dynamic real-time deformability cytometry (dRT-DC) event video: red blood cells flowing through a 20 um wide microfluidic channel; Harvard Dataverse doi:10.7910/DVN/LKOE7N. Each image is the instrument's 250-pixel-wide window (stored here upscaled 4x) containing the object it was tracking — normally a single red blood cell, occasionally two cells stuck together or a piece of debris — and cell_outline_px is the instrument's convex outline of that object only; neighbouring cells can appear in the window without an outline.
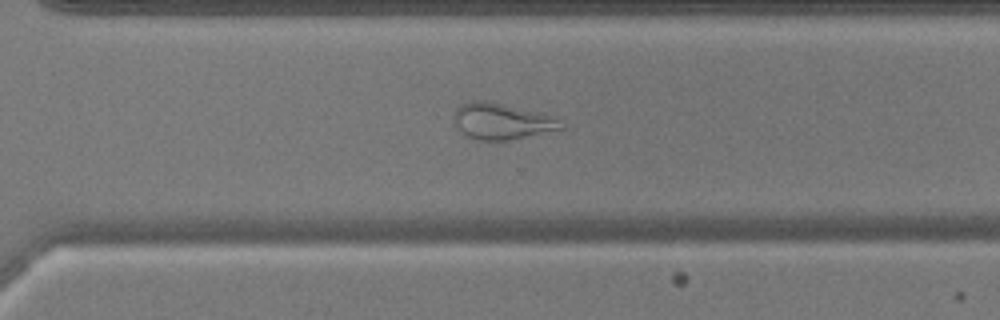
{"species": "common noctule bat (a hibernating species)", "species_latin": "Nyctalus noctula", "temperature_condition": "warm", "stored_images_in_passage": 53, "camera_frame_rate_fps": 3000, "um_per_image_px": 0.085, "animal": {"sex": "male", "body_mass_g": 17.9, "forearm_length_mm": 54.2}, "frame": {"image": 1, "passage_image": 38, "time_ms": 12.333, "image_size_px": [1000, 320], "cell_outline_px": [[564, 128], [508, 140], [480, 140], [468, 136], [452, 124], [452, 116], [456, 108], [460, 104], [468, 100], [484, 100], [536, 112], [564, 120]], "centroid_in_image_um": [42.58, 10.3], "position_along_channel_um": 328.0, "area_um2": 22.48}}
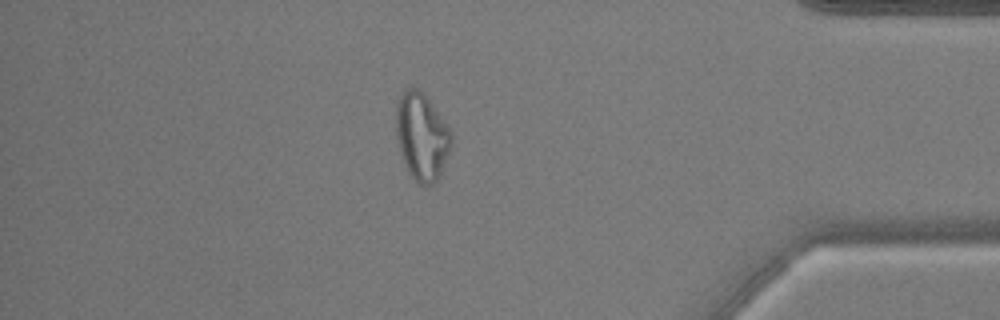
{"frame": {"image": 2, "passage_image": 46, "time_ms": 15.0, "image_size_px": [1000, 320], "cell_outline_px": [[452, 144], [440, 176], [428, 188], [424, 188], [408, 172], [404, 164], [400, 152], [396, 132], [396, 100], [400, 92], [408, 84], [416, 88], [428, 100], [452, 132]], "centroid_in_image_um": [35.82, 11.6], "position_along_channel_um": 399.4, "area_um2": 28.32}}
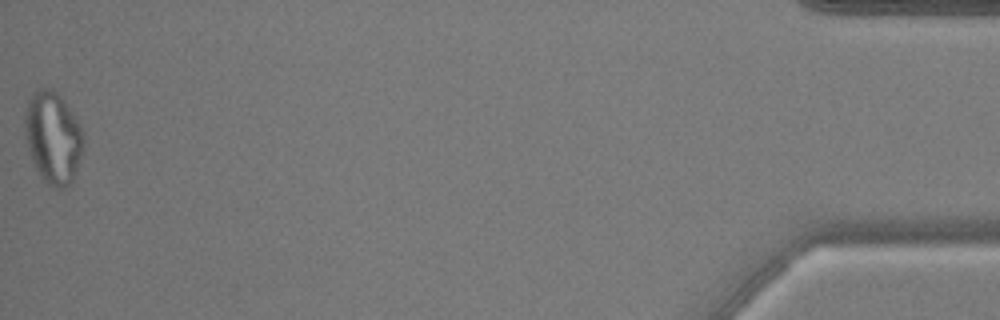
{"frame": {"image": 3, "passage_image": 53, "time_ms": 17.333, "image_size_px": [1000, 320], "cell_outline_px": [[84, 144], [72, 180], [64, 188], [52, 188], [40, 176], [32, 160], [24, 136], [24, 116], [28, 100], [32, 92], [40, 88], [52, 88], [64, 100], [80, 124], [84, 136]], "centroid_in_image_um": [4.48, 11.66], "position_along_channel_um": 430.7, "area_um2": 31.44}, "authors_computed_cell_mechanics": {"area_um2": 28.033, "velocity_mm_per_s": 3.8586, "shape_relaxation_time_tau1_ms": null, "shape_relaxation_time_tau2_ms": 1.3921, "deformation_change_tau1": null, "deformation_change_tau2": 0.115}}